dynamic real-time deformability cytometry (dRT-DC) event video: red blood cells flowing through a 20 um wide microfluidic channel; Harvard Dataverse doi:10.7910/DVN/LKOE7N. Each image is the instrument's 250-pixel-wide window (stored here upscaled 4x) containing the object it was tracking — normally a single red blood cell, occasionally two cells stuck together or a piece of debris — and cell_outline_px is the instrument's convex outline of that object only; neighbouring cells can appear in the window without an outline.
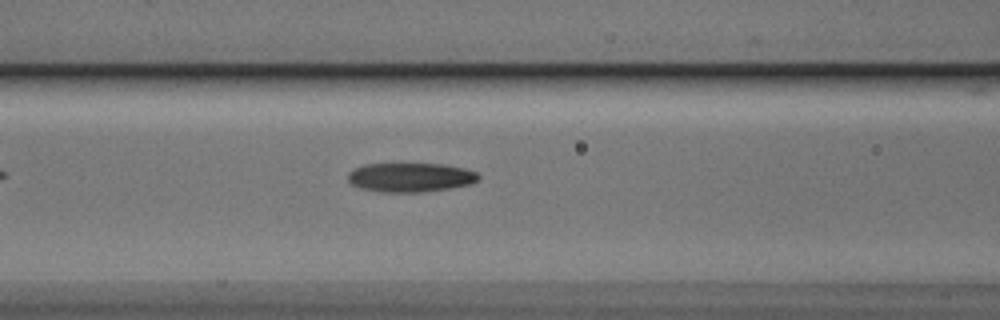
{"species": "Egyptian fruit bat (a non-hibernating species)", "species_latin": "Rousettus aegyptiacus", "temperature_condition": "cold", "stored_images_in_passage": 34, "camera_frame_rate_fps": 3000, "um_per_image_px": 0.085, "animal": {"sex": "male"}, "frame": {"image": 1, "passage_image": 3, "time_ms": 0.667, "image_size_px": [1000, 320], "cell_outline_px": [[480, 180], [472, 184], [452, 188], [424, 192], [380, 192], [360, 188], [352, 184], [348, 180], [348, 172], [352, 168], [364, 164], [444, 164], [464, 168], [476, 172], [480, 176]], "centroid_in_image_um": [34.9, 15.08], "position_along_channel_um": 131.7, "area_um2": 22.48}}
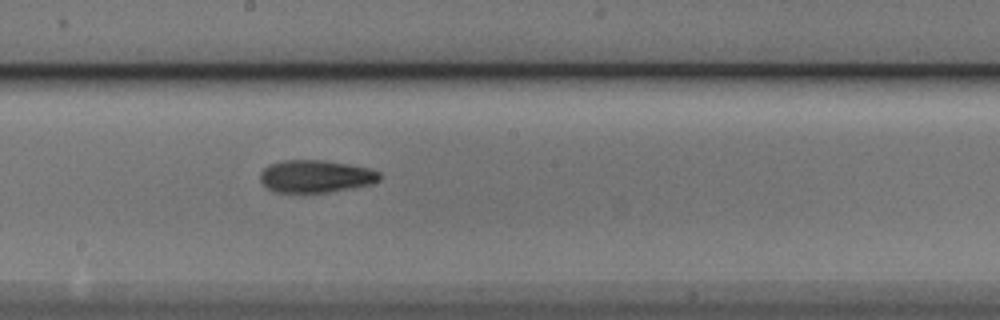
{"frame": {"image": 2, "passage_image": 10, "time_ms": 3.0, "image_size_px": [1000, 320], "cell_outline_px": [[380, 180], [372, 184], [328, 192], [276, 192], [264, 188], [260, 180], [260, 172], [268, 164], [280, 160], [324, 160], [348, 164], [368, 168], [380, 172]], "centroid_in_image_um": [26.79, 14.98], "position_along_channel_um": 221.4, "area_um2": 22.77}}
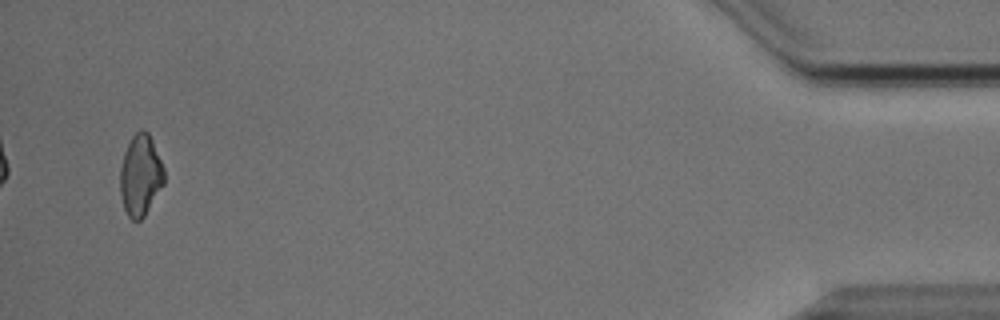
{"frame": {"image": 3, "passage_image": 32, "time_ms": 10.333, "image_size_px": [1000, 320], "cell_outline_px": [[164, 184], [144, 216], [140, 220], [132, 220], [128, 216], [124, 208], [120, 196], [120, 168], [124, 152], [132, 136], [140, 128], [144, 128], [148, 132], [152, 140], [164, 168]], "centroid_in_image_um": [11.93, 14.89], "position_along_channel_um": 423.3, "area_um2": 20.87}}